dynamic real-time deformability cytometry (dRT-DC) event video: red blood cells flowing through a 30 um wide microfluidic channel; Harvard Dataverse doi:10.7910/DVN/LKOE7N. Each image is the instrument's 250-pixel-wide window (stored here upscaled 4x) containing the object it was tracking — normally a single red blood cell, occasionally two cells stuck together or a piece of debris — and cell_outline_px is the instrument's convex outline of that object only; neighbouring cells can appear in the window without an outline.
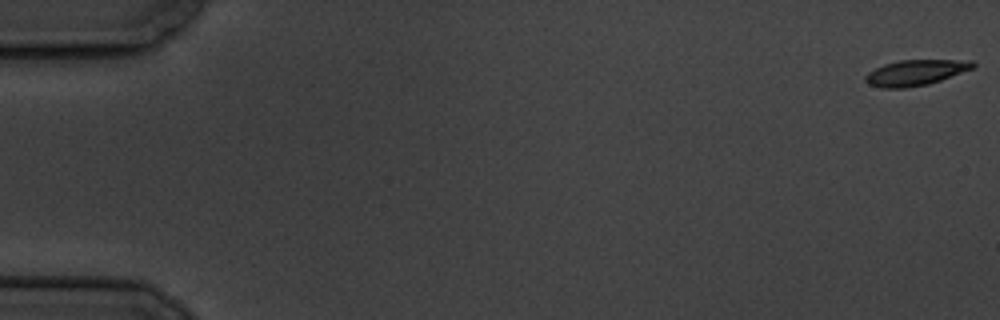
{"species": "common noctule bat (a hibernating species)", "species_latin": "Nyctalus noctula", "temperature_condition": "cold", "stored_images_in_passage": 58, "camera_frame_rate_fps": 3000, "um_per_image_px": 0.085, "animal": {"sex": "male", "body_mass_g": 19.5, "forearm_length_mm": 54.6}, "frame": {"image": 1, "passage_image": 1, "time_ms": 0.0, "image_size_px": [1000, 320], "cell_outline_px": [[976, 64], [972, 68], [940, 80], [928, 84], [904, 88], [880, 88], [868, 84], [864, 80], [864, 76], [868, 72], [884, 64], [900, 60], [972, 60]], "centroid_in_image_um": [77.77, 6.17], "position_along_channel_um": 7.2, "area_um2": 15.95}}
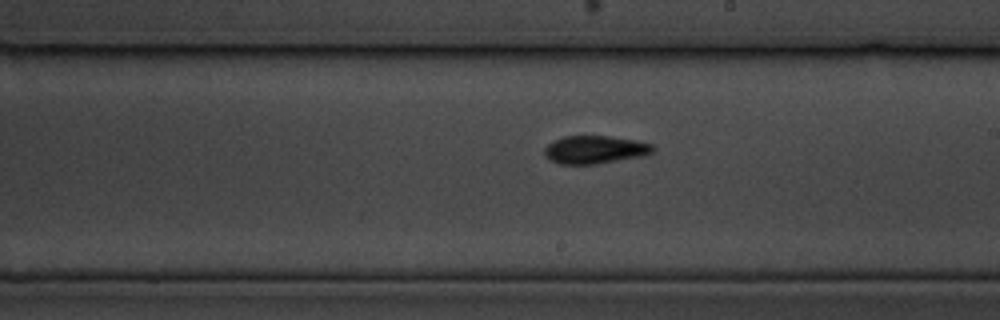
{"frame": {"image": 2, "passage_image": 34, "time_ms": 11.0, "image_size_px": [1000, 320], "cell_outline_px": [[656, 148], [652, 152], [644, 156], [596, 164], [560, 164], [548, 160], [544, 156], [544, 148], [552, 140], [564, 136], [612, 136], [636, 140], [652, 144]], "centroid_in_image_um": [50.55, 12.72], "position_along_channel_um": 238.5, "area_um2": 17.98}}
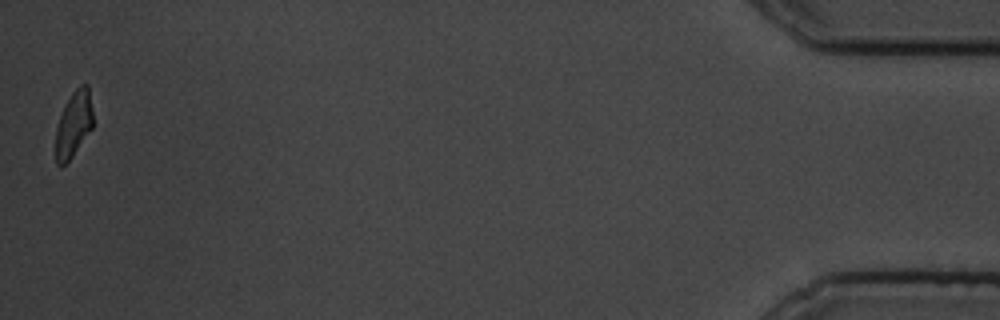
{"frame": {"image": 3, "passage_image": 58, "time_ms": 19.0, "image_size_px": [1000, 320], "cell_outline_px": [[92, 128], [72, 156], [60, 168], [56, 164], [56, 128], [60, 116], [72, 92], [80, 84], [88, 84], [92, 112]], "centroid_in_image_um": [6.25, 10.56], "position_along_channel_um": 428.9, "area_um2": 14.05}, "authors_computed_cell_mechanics": {"area_um2": 16.5019, "velocity_mm_per_s": 3.4823, "shape_relaxation_time_tau1_ms": 2.9353, "shape_relaxation_time_tau2_ms": 3.8171, "deformation_change_tau1": 0.1163, "deformation_change_tau2": 0.0959}}